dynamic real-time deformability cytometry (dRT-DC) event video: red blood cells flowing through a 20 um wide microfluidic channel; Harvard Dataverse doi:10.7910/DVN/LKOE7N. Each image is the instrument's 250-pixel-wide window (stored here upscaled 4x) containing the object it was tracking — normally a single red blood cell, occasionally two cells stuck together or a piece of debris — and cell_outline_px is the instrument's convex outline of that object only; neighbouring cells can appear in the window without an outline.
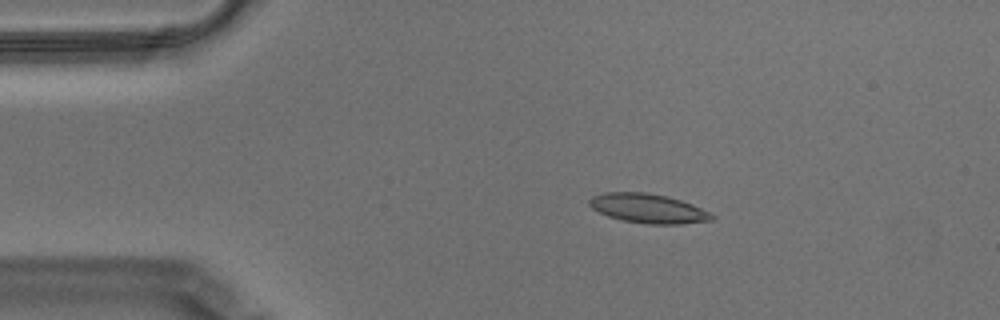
{"species": "Egyptian fruit bat (a non-hibernating species)", "species_latin": "Rousettus aegyptiacus", "temperature_condition": "warm", "stored_images_in_passage": 50, "camera_frame_rate_fps": 3000, "um_per_image_px": 0.085, "animal": {"sex": "male"}, "frame": {"image": 1, "passage_image": 3, "time_ms": 0.667, "image_size_px": [1000, 320], "cell_outline_px": [[716, 216], [712, 220], [680, 224], [648, 224], [624, 220], [608, 216], [592, 208], [588, 204], [588, 200], [592, 196], [604, 192], [648, 192], [668, 196], [692, 204], [712, 212]], "centroid_in_image_um": [55.11, 17.71], "position_along_channel_um": 29.9, "area_um2": 21.04}}
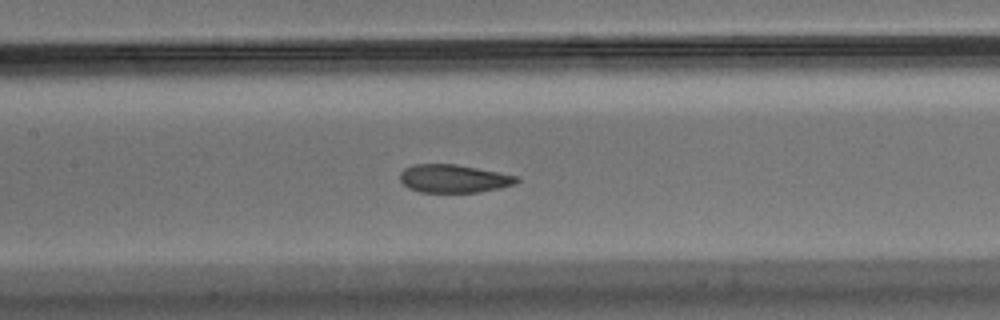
{"frame": {"image": 2, "passage_image": 19, "time_ms": 6.0, "image_size_px": [1000, 320], "cell_outline_px": [[520, 180], [516, 184], [480, 192], [420, 192], [408, 188], [400, 180], [400, 172], [404, 168], [412, 164], [456, 164], [516, 176]], "centroid_in_image_um": [38.52, 15.18], "position_along_channel_um": 168.9, "area_um2": 19.02}}
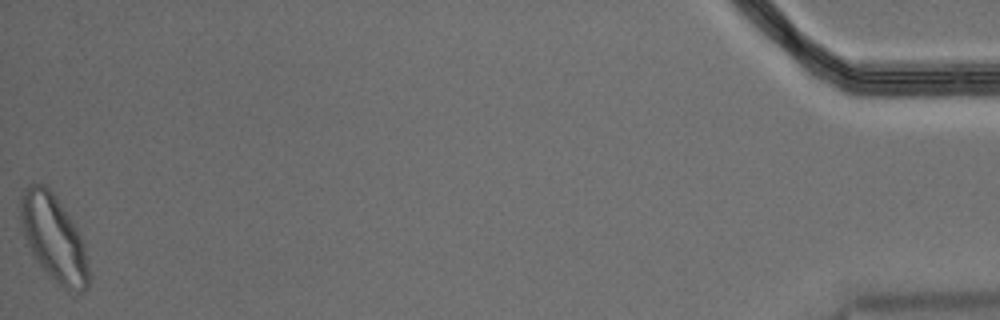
{"frame": {"image": 3, "passage_image": 50, "time_ms": 16.333, "image_size_px": [1000, 320], "cell_outline_px": [[88, 288], [80, 292], [64, 288], [36, 260], [20, 228], [20, 196], [24, 188], [32, 180], [44, 184], [52, 192], [76, 228], [80, 236], [84, 248], [88, 264]], "centroid_in_image_um": [4.52, 20.16], "position_along_channel_um": 430.7, "area_um2": 33.58}, "authors_computed_cell_mechanics": {"area_um2": 20.7502, "velocity_mm_per_s": 3.4962, "shape_relaxation_time_tau1_ms": 5.3751, "shape_relaxation_time_tau2_ms": 1.0035, "deformation_change_tau1": 0.1631, "deformation_change_tau2": 0.0632}}